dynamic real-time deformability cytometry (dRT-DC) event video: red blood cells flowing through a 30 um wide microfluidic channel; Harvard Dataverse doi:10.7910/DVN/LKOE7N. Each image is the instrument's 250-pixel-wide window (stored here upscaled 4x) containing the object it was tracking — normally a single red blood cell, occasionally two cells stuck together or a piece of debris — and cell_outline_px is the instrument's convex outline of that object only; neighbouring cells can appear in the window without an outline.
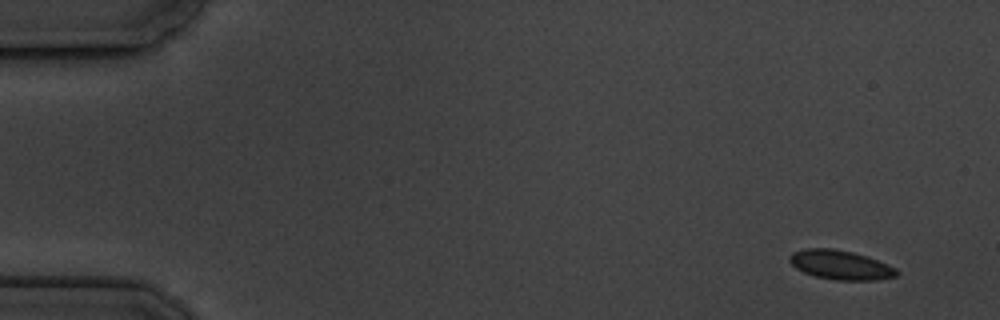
{"species": "common noctule bat (a hibernating species)", "species_latin": "Nyctalus noctula", "temperature_condition": "cold", "stored_images_in_passage": 6, "camera_frame_rate_fps": 3000, "um_per_image_px": 0.085, "animal": {"sex": "male", "body_mass_g": 19.5, "forearm_length_mm": 54.6}, "frame": {"image": 1, "passage_image": 1, "time_ms": 0.0, "image_size_px": [1000, 320], "cell_outline_px": [[900, 272], [896, 276], [880, 280], [836, 280], [816, 276], [804, 272], [796, 268], [788, 260], [788, 256], [792, 252], [804, 248], [832, 248], [852, 252], [868, 256], [888, 264], [896, 268]], "centroid_in_image_um": [71.46, 22.51], "position_along_channel_um": 13.5, "area_um2": 18.44}}
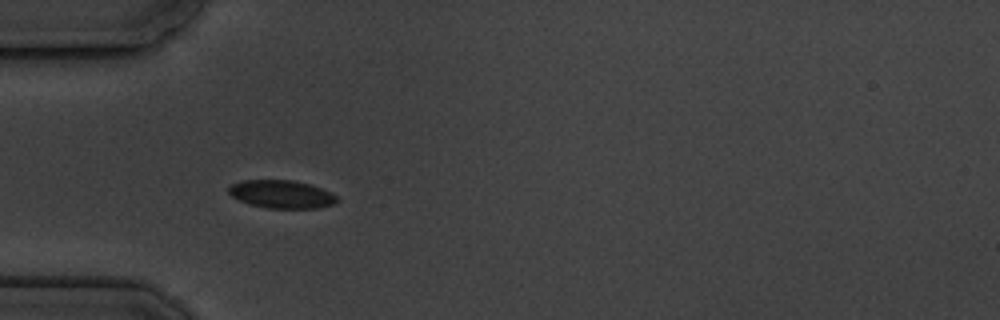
{"frame": {"image": 2, "passage_image": 5, "time_ms": 4.667, "image_size_px": [1000, 320], "cell_outline_px": [[340, 200], [332, 204], [316, 208], [268, 208], [248, 204], [232, 196], [228, 192], [228, 188], [232, 184], [240, 180], [292, 180], [312, 184], [332, 192]], "centroid_in_image_um": [23.94, 16.5], "position_along_channel_um": 61.1, "area_um2": 17.8}}